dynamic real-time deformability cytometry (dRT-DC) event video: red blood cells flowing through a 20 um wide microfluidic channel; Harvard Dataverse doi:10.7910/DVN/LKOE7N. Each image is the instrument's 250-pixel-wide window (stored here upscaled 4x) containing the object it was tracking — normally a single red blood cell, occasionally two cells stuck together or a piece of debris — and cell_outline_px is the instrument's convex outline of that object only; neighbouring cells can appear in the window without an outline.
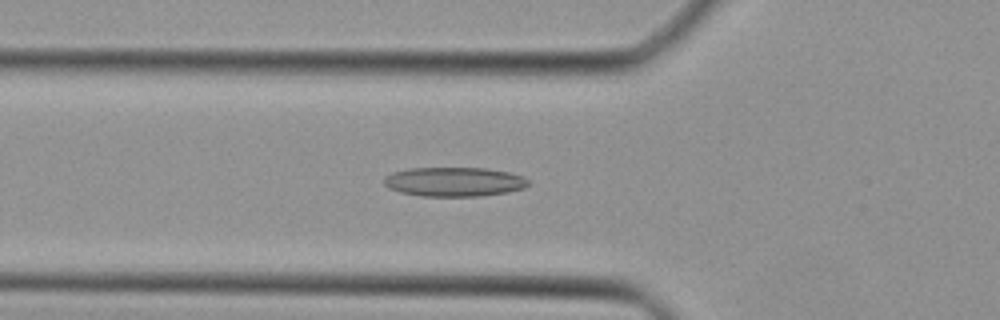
{"species": "Egyptian fruit bat (a non-hibernating species)", "species_latin": "Rousettus aegyptiacus", "temperature_condition": "cold", "stored_images_in_passage": 35, "camera_frame_rate_fps": 3000, "um_per_image_px": 0.085, "animal": {"sex": "female"}, "frame": {"image": 1, "passage_image": 9, "time_ms": 2.667, "image_size_px": [1000, 320], "cell_outline_px": [[528, 184], [524, 188], [508, 192], [480, 196], [424, 196], [400, 192], [388, 188], [384, 184], [384, 176], [392, 172], [408, 168], [484, 168], [508, 172], [524, 176], [528, 180]], "centroid_in_image_um": [38.59, 15.45], "position_along_channel_um": 87.2, "area_um2": 24.68}}
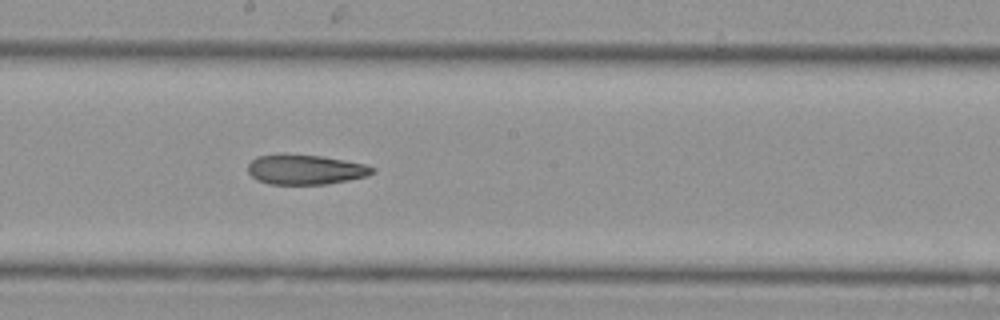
{"frame": {"image": 2, "passage_image": 18, "time_ms": 5.667, "image_size_px": [1000, 320], "cell_outline_px": [[376, 172], [368, 176], [348, 180], [324, 184], [268, 184], [256, 180], [248, 172], [248, 164], [256, 156], [320, 156], [344, 160], [364, 164], [376, 168]], "centroid_in_image_um": [26.0, 14.44], "position_along_channel_um": 222.2, "area_um2": 21.15}}
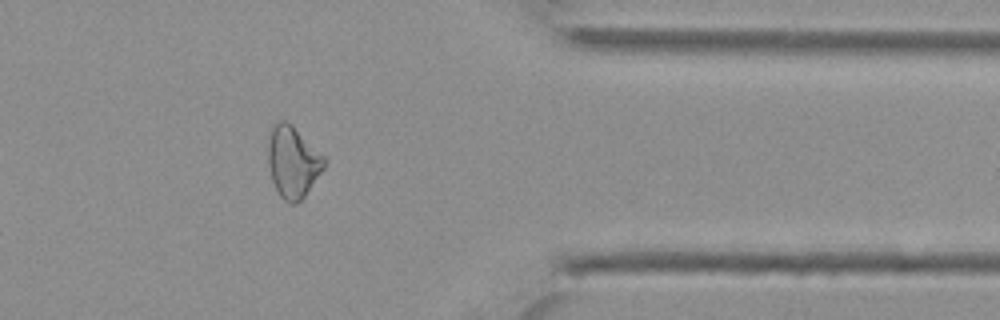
{"frame": {"image": 3, "passage_image": 30, "time_ms": 9.667, "image_size_px": [1000, 320], "cell_outline_px": [[328, 160], [324, 168], [304, 196], [296, 204], [288, 204], [280, 196], [272, 180], [268, 164], [268, 140], [272, 128], [276, 120], [284, 120], [292, 124]], "centroid_in_image_um": [24.89, 13.75], "position_along_channel_um": 386.5, "area_um2": 23.41}}